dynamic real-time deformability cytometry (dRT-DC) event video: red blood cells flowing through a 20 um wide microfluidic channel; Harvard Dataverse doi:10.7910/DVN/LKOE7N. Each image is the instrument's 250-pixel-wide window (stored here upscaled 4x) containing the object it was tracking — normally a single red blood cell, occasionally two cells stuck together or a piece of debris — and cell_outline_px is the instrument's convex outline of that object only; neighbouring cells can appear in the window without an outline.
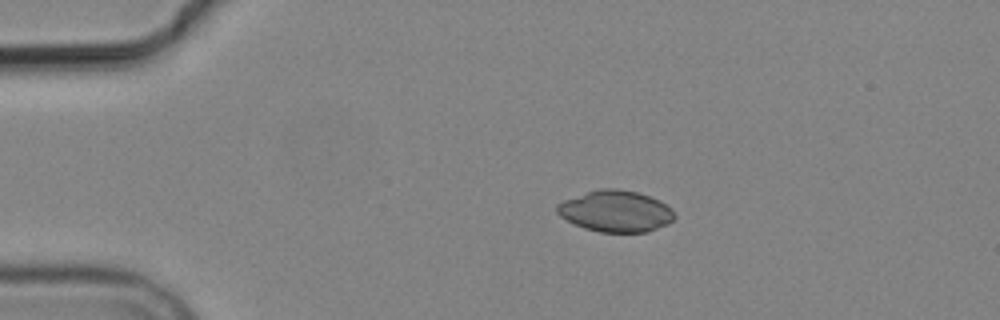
{"species": "common noctule bat (a hibernating species)", "species_latin": "Nyctalus noctula", "temperature_condition": "cold", "stored_images_in_passage": 5, "camera_frame_rate_fps": 3000, "um_per_image_px": 0.085, "animal": {"sex": "male", "body_mass_g": 19.2, "forearm_length_mm": 51.8}, "frame": {"image": 1, "passage_image": 4, "time_ms": 3.333, "image_size_px": [1000, 320], "cell_outline_px": [[676, 216], [668, 224], [648, 232], [600, 232], [584, 228], [560, 216], [556, 212], [556, 204], [564, 200], [600, 188], [616, 188], [636, 192], [660, 200], [672, 208]], "centroid_in_image_um": [52.35, 17.95], "position_along_channel_um": 32.6, "area_um2": 28.26}}